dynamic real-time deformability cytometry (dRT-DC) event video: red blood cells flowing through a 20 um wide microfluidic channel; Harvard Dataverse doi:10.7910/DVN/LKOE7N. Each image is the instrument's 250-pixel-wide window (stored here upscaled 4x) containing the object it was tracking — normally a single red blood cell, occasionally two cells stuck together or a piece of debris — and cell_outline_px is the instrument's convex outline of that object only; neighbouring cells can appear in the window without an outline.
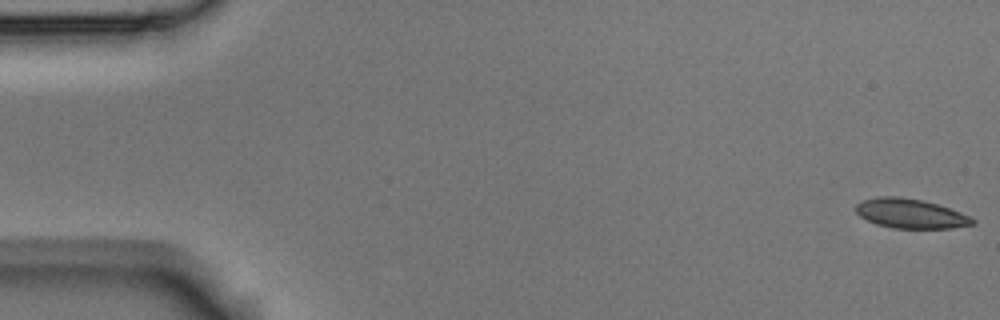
{"species": "Egyptian fruit bat (a non-hibernating species)", "species_latin": "Rousettus aegyptiacus", "temperature_condition": "room temperature", "stored_images_in_passage": 6, "camera_frame_rate_fps": 3000, "um_per_image_px": 0.085, "animal": {"sex": "male"}, "frame": {"image": 1, "passage_image": 1, "time_ms": 0.0, "image_size_px": [1000, 320], "cell_outline_px": [[976, 224], [952, 228], [892, 228], [876, 224], [860, 216], [856, 212], [856, 204], [864, 200], [880, 196], [900, 196], [920, 200], [936, 204], [972, 216], [976, 220]], "centroid_in_image_um": [77.42, 18.16], "position_along_channel_um": 7.6, "area_um2": 20.0}}
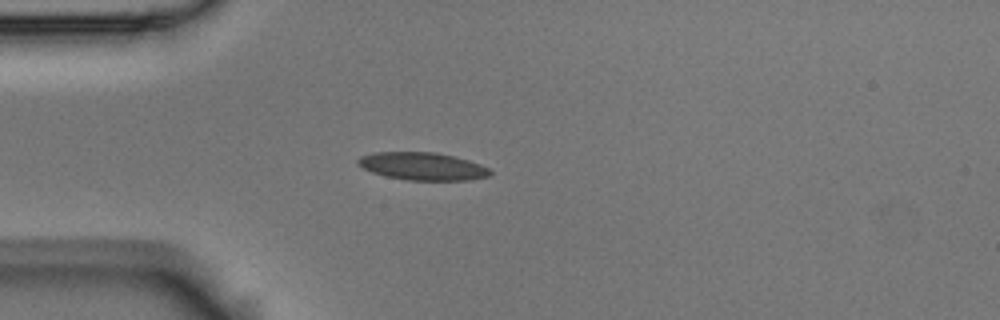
{"frame": {"image": 2, "passage_image": 5, "time_ms": 1.333, "image_size_px": [1000, 320], "cell_outline_px": [[492, 172], [488, 176], [468, 180], [408, 180], [388, 176], [372, 172], [356, 164], [356, 160], [360, 156], [372, 152], [436, 152], [456, 156], [480, 164], [488, 168]], "centroid_in_image_um": [35.9, 14.12], "position_along_channel_um": 49.1, "area_um2": 21.33}}